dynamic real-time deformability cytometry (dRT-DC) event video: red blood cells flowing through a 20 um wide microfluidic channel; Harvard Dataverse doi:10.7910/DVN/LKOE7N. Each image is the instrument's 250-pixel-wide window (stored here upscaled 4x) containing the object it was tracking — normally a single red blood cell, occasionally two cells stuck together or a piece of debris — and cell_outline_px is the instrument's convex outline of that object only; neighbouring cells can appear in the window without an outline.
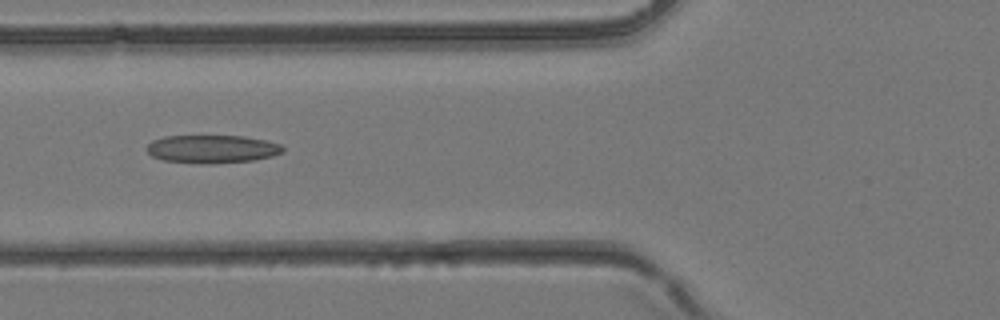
{"species": "common noctule bat (a hibernating species)", "species_latin": "Nyctalus noctula", "temperature_condition": "room temperature", "stored_images_in_passage": 3, "camera_frame_rate_fps": 3000, "um_per_image_px": 0.085, "animal": {"sex": "female", "body_mass_g": 24.6, "forearm_length_mm": 56.2}, "frame": {"image": 1, "passage_image": 3, "time_ms": 0.667, "image_size_px": [1000, 320], "cell_outline_px": [[284, 152], [272, 156], [252, 160], [212, 164], [208, 164], [164, 160], [152, 156], [144, 148], [152, 140], [164, 136], [244, 136], [264, 140], [280, 144], [284, 148]], "centroid_in_image_um": [18.01, 12.66], "position_along_channel_um": 107.8, "area_um2": 22.25}}